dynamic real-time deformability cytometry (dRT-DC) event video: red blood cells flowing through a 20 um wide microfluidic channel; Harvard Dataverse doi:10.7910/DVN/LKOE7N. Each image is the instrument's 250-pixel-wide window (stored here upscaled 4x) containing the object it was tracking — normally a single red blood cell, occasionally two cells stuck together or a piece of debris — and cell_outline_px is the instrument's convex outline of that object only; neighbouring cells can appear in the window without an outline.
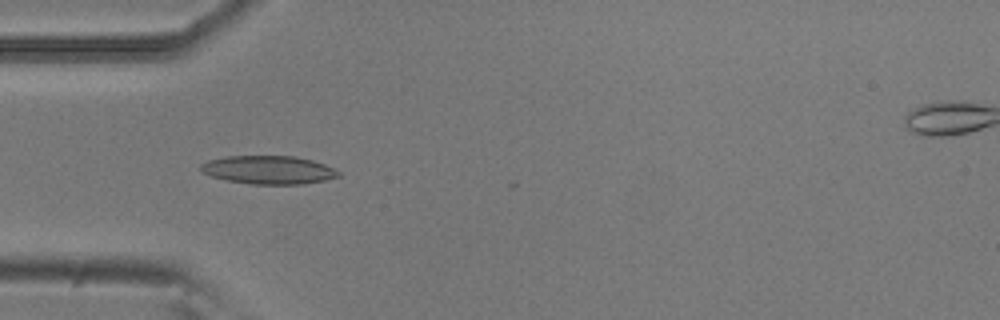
{"species": "common noctule bat (a hibernating species)", "species_latin": "Nyctalus noctula", "temperature_condition": "room temperature", "stored_images_in_passage": 2, "camera_frame_rate_fps": 3000, "um_per_image_px": 0.085, "animal": {"sex": "male", "body_mass_g": 20.5, "forearm_length_mm": 52.5}, "frame": {"image": 1, "passage_image": 1, "time_ms": 0.0, "image_size_px": [1000, 320], "cell_outline_px": [[340, 176], [324, 180], [300, 184], [252, 184], [228, 180], [212, 176], [200, 172], [200, 164], [208, 160], [224, 156], [296, 156], [312, 160], [324, 164], [340, 172]], "centroid_in_image_um": [22.79, 14.43], "position_along_channel_um": 62.2, "area_um2": 22.66}}